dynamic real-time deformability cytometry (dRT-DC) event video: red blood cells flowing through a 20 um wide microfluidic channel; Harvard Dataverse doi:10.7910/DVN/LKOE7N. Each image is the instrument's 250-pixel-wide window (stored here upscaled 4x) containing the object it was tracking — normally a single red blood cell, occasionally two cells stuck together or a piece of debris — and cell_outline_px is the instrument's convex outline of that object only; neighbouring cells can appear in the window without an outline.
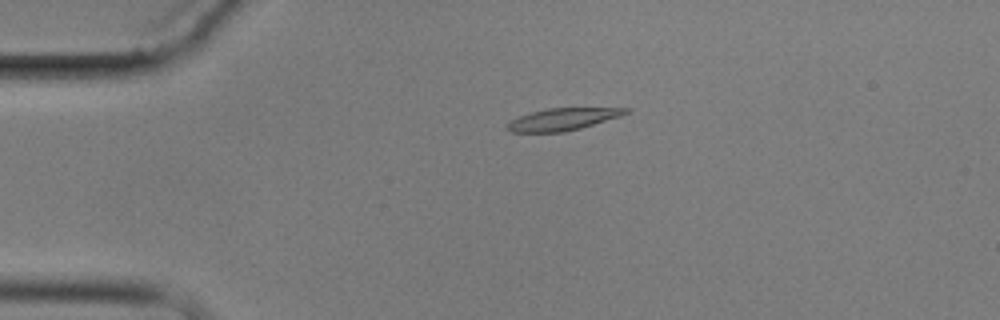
{"species": "common noctule bat (a hibernating species)", "species_latin": "Nyctalus noctula", "temperature_condition": "cold", "stored_images_in_passage": 3, "camera_frame_rate_fps": 3000, "um_per_image_px": 0.085, "animal": {"sex": "male", "body_mass_g": 17.9}, "frame": {"image": 1, "passage_image": 2, "time_ms": 1.0, "image_size_px": [1000, 320], "cell_outline_px": [[632, 108], [628, 112], [620, 116], [580, 128], [564, 132], [512, 132], [508, 128], [508, 124], [512, 120], [520, 116], [532, 112], [548, 108]], "centroid_in_image_um": [47.86, 10.13], "position_along_channel_um": 37.1, "area_um2": 14.91}}